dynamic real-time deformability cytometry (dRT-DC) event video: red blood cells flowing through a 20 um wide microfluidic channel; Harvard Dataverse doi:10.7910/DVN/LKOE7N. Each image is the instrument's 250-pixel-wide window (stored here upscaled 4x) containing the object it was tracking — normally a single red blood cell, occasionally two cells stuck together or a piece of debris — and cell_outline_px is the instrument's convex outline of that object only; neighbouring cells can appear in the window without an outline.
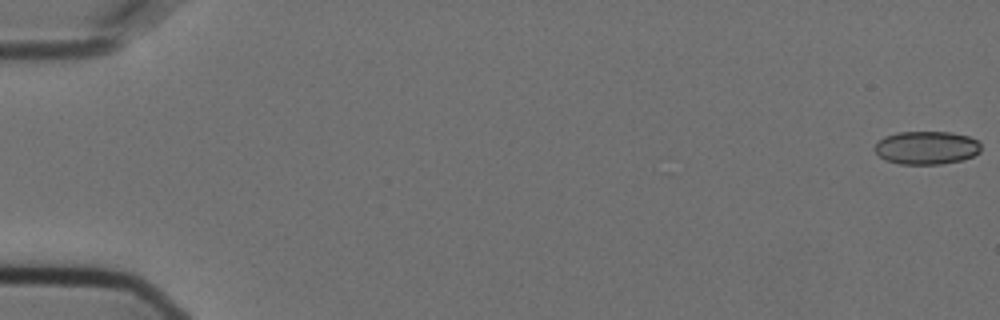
{"species": "Egyptian fruit bat (a non-hibernating species)", "species_latin": "Rousettus aegyptiacus", "temperature_condition": "cold", "stored_images_in_passage": 57, "camera_frame_rate_fps": 3000, "um_per_image_px": 0.085, "animal": {"sex": "female"}, "frame": {"image": 1, "passage_image": 1, "time_ms": 0.0, "image_size_px": [1000, 320], "cell_outline_px": [[980, 152], [972, 156], [960, 160], [940, 164], [900, 164], [884, 160], [872, 148], [884, 136], [896, 132], [952, 132], [968, 136], [980, 140]], "centroid_in_image_um": [78.74, 12.55], "position_along_channel_um": 6.3, "area_um2": 20.69}}
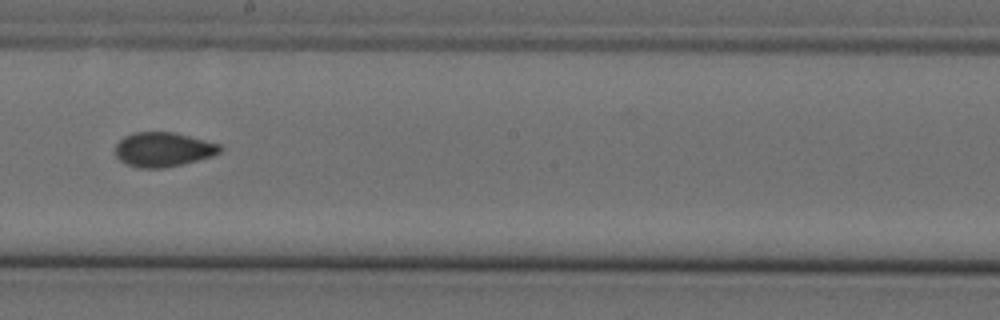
{"frame": {"image": 2, "passage_image": 33, "time_ms": 10.667, "image_size_px": [1000, 320], "cell_outline_px": [[224, 148], [220, 152], [212, 156], [184, 164], [164, 168], [136, 168], [120, 160], [116, 156], [116, 144], [124, 136], [136, 132], [172, 132], [220, 144]], "centroid_in_image_um": [13.88, 12.72], "position_along_channel_um": 234.3, "area_um2": 20.98}}
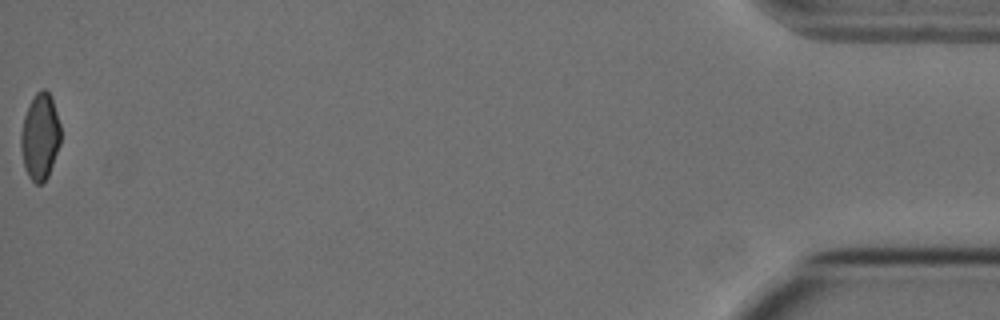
{"frame": {"image": 3, "passage_image": 57, "time_ms": 18.667, "image_size_px": [1000, 320], "cell_outline_px": [[60, 144], [48, 176], [40, 184], [36, 184], [28, 176], [24, 168], [20, 144], [20, 136], [24, 116], [36, 92], [40, 88], [44, 88], [52, 96], [60, 124]], "centroid_in_image_um": [3.41, 11.6], "position_along_channel_um": 431.8, "area_um2": 20.0}, "authors_computed_cell_mechanics": {"area_um2": 21.0392, "velocity_mm_per_s": 3.6423, "shape_relaxation_time_tau1_ms": null, "shape_relaxation_time_tau2_ms": 2.1372, "deformation_change_tau1": null, "deformation_change_tau2": 0.0471}}